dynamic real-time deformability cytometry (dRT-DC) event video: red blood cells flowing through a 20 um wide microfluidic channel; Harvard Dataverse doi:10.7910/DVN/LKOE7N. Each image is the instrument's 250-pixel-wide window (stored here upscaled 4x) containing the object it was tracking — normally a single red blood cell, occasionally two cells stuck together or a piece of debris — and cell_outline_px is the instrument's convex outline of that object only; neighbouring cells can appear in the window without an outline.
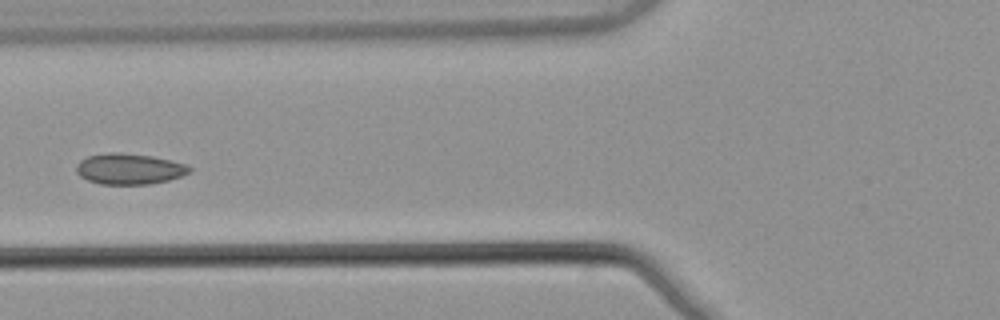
{"species": "common noctule bat (a hibernating species)", "species_latin": "Nyctalus noctula", "temperature_condition": "warm", "stored_images_in_passage": 6, "camera_frame_rate_fps": 3000, "um_per_image_px": 0.085, "animal": {"sex": "male", "body_mass_g": 21.5, "forearm_length_mm": 52.0}, "frame": {"image": 1, "passage_image": 6, "time_ms": 1.667, "image_size_px": [1000, 320], "cell_outline_px": [[192, 172], [168, 180], [152, 184], [100, 184], [88, 180], [80, 176], [76, 172], [76, 164], [80, 160], [88, 156], [108, 152], [120, 152], [152, 156], [172, 160], [188, 164], [192, 168]], "centroid_in_image_um": [11.01, 14.35], "position_along_channel_um": 114.8, "area_um2": 20.58}}